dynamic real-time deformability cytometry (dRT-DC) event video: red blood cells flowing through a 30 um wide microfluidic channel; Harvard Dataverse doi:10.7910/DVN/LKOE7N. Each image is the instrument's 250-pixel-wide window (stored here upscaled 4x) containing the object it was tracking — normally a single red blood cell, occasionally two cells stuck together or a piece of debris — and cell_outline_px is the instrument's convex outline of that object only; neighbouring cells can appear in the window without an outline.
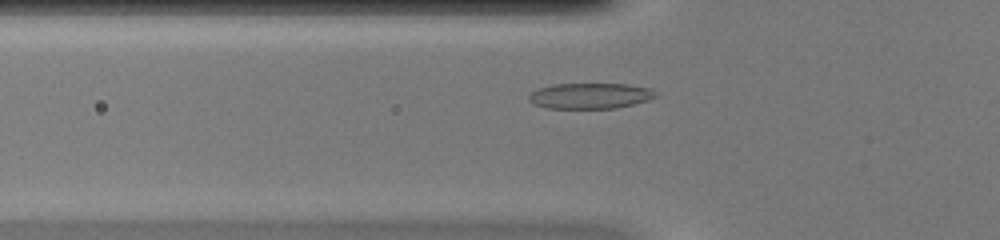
{"species": "common noctule bat (a hibernating species)", "species_latin": "Nyctalus noctula", "temperature_condition": "warm", "stored_images_in_passage": 37, "camera_frame_rate_fps": 3000, "um_per_image_px": 0.085, "animal": {"sex": "female", "body_mass_g": 20.0, "forearm_length_mm": 54.0}, "frame": {"image": 1, "passage_image": 5, "time_ms": 1.333, "image_size_px": [1000, 240], "cell_outline_px": [[656, 96], [648, 100], [616, 108], [548, 108], [532, 104], [528, 100], [528, 96], [532, 92], [540, 88], [552, 84], [628, 84], [652, 88], [656, 92]], "centroid_in_image_um": [50.16, 8.14], "position_along_channel_um": 75.6, "area_um2": 18.96}}
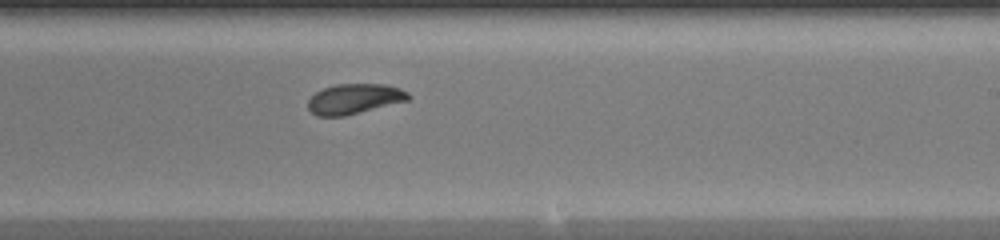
{"frame": {"image": 2, "passage_image": 18, "time_ms": 5.667, "image_size_px": [1000, 240], "cell_outline_px": [[412, 96], [408, 100], [344, 116], [316, 116], [308, 108], [308, 100], [316, 92], [324, 88], [336, 84], [384, 84], [400, 88], [408, 92]], "centroid_in_image_um": [30.12, 8.4], "position_along_channel_um": 258.9, "area_um2": 17.51}}
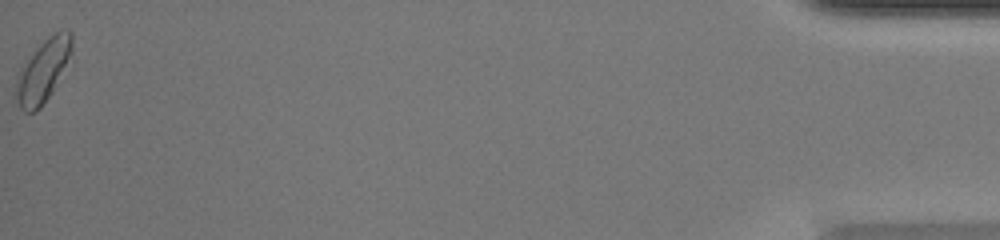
{"frame": {"image": 3, "passage_image": 37, "time_ms": 12.0, "image_size_px": [1000, 240], "cell_outline_px": [[72, 52], [52, 92], [40, 108], [36, 112], [24, 112], [12, 100], [16, 80], [20, 68], [44, 40], [52, 32], [60, 28], [68, 28], [72, 32]], "centroid_in_image_um": [3.63, 6.02], "position_along_channel_um": 431.6, "area_um2": 20.75}, "authors_computed_cell_mechanics": {"area_um2": 17.9758, "velocity_mm_per_s": 4.2267, "shape_relaxation_time_tau1_ms": 5.0209, "shape_relaxation_time_tau2_ms": 1.1979, "deformation_change_tau1": 0.166, "deformation_change_tau2": 0.0543}}